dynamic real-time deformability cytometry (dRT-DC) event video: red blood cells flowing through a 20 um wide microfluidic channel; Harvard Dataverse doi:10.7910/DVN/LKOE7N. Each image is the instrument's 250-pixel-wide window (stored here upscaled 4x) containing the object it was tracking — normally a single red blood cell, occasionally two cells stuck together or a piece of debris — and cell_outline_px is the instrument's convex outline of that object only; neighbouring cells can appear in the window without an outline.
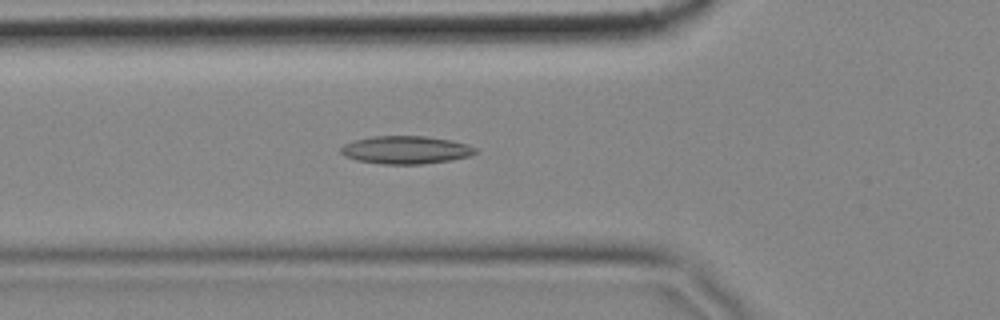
{"species": "common noctule bat (a hibernating species)", "species_latin": "Nyctalus noctula", "temperature_condition": "cold", "stored_images_in_passage": 53, "camera_frame_rate_fps": 3000, "um_per_image_px": 0.085, "animal": {"sex": "female", "body_mass_g": 18.4}, "frame": {"image": 1, "passage_image": 15, "time_ms": 4.667, "image_size_px": [1000, 320], "cell_outline_px": [[476, 152], [468, 156], [452, 160], [424, 164], [380, 164], [356, 160], [344, 156], [340, 152], [340, 148], [344, 144], [356, 140], [372, 136], [424, 136], [448, 140], [468, 144], [476, 148]], "centroid_in_image_um": [34.47, 12.75], "position_along_channel_um": 91.3, "area_um2": 21.85}}
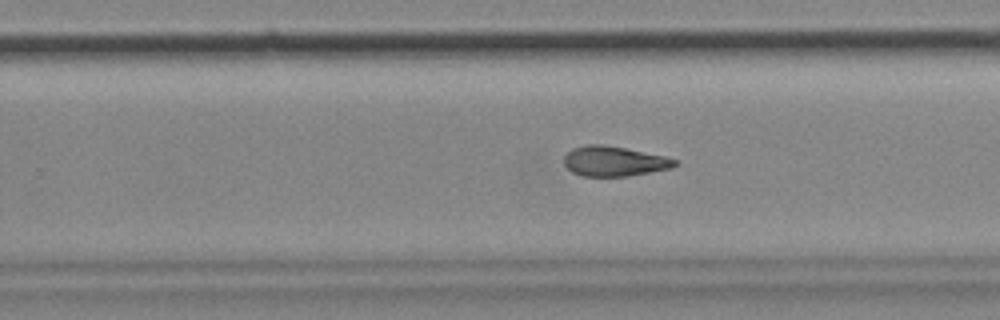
{"frame": {"image": 2, "passage_image": 31, "time_ms": 10.0, "image_size_px": [1000, 320], "cell_outline_px": [[680, 164], [672, 168], [628, 176], [580, 176], [572, 172], [564, 164], [564, 156], [572, 148], [588, 144], [604, 144], [664, 156], [676, 160]], "centroid_in_image_um": [52.19, 13.71], "position_along_channel_um": 277.6, "area_um2": 19.36}}
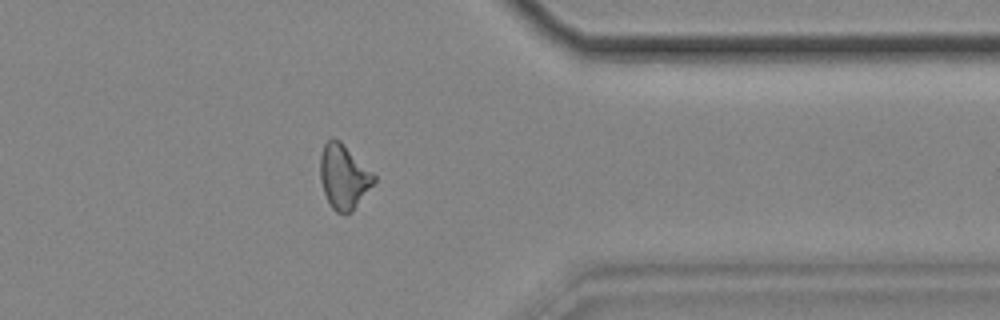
{"frame": {"image": 3, "passage_image": 41, "time_ms": 13.333, "image_size_px": [1000, 320], "cell_outline_px": [[376, 180], [352, 212], [344, 216], [336, 212], [332, 208], [324, 192], [320, 180], [320, 156], [324, 144], [332, 136], [340, 140], [376, 176]], "centroid_in_image_um": [29.2, 15.03], "position_along_channel_um": 382.2, "area_um2": 20.23}, "authors_computed_cell_mechanics": {"area_um2": 20.23, "velocity_mm_per_s": 3.5027, "shape_relaxation_time_tau1_ms": null, "shape_relaxation_time_tau2_ms": 6.7673, "deformation_change_tau1": null, "deformation_change_tau2": 0.1677}}